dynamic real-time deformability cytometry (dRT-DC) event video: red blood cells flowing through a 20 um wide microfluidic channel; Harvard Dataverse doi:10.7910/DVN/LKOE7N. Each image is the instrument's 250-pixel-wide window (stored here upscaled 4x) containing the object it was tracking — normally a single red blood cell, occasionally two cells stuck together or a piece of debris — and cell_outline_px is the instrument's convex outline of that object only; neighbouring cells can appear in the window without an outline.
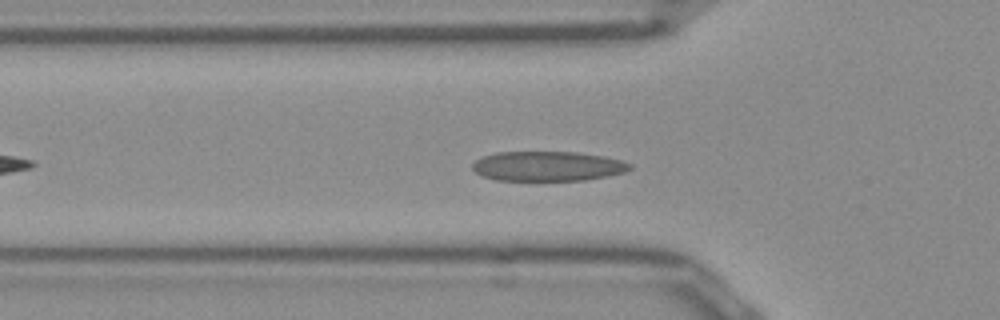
{"species": "Egyptian fruit bat (a non-hibernating species)", "species_latin": "Rousettus aegyptiacus", "temperature_condition": "room temperature", "stored_images_in_passage": 46, "camera_frame_rate_fps": 3000, "um_per_image_px": 0.085, "frame": {"image": 1, "passage_image": 10, "time_ms": 3.0, "image_size_px": [1000, 320], "cell_outline_px": [[632, 168], [624, 172], [608, 176], [584, 180], [496, 180], [480, 176], [472, 168], [472, 164], [476, 160], [484, 156], [496, 152], [576, 152], [604, 156], [620, 160], [632, 164]], "centroid_in_image_um": [46.55, 14.12], "position_along_channel_um": 79.3, "area_um2": 27.28}}
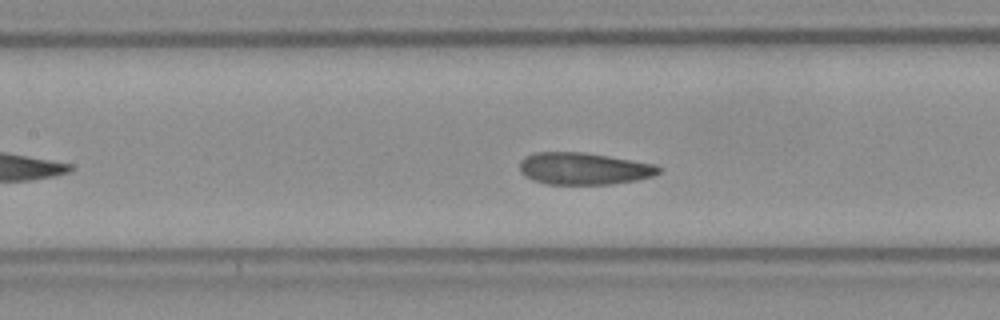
{"frame": {"image": 2, "passage_image": 16, "time_ms": 5.0, "image_size_px": [1000, 320], "cell_outline_px": [[660, 172], [652, 176], [636, 180], [608, 184], [544, 184], [532, 180], [524, 176], [520, 172], [520, 160], [524, 156], [536, 152], [584, 152], [656, 164], [660, 168]], "centroid_in_image_um": [49.57, 14.33], "position_along_channel_um": 157.8, "area_um2": 26.01}}
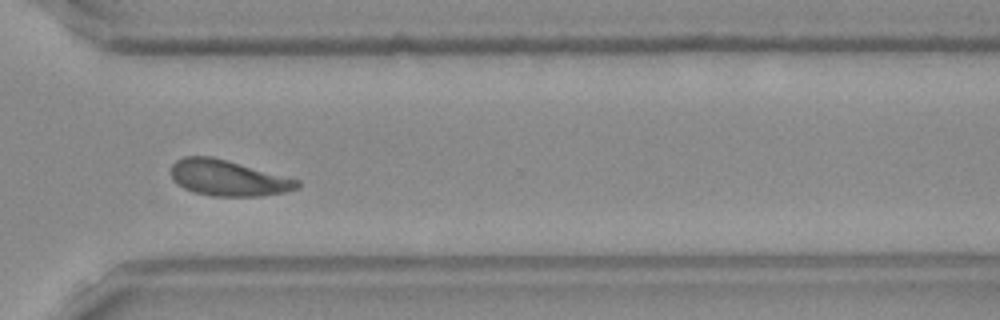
{"frame": {"image": 3, "passage_image": 31, "time_ms": 10.0, "image_size_px": [1000, 320], "cell_outline_px": [[300, 188], [284, 192], [260, 196], [212, 196], [192, 192], [184, 188], [172, 176], [172, 164], [176, 160], [184, 156], [212, 156], [300, 180]], "centroid_in_image_um": [19.41, 15.13], "position_along_channel_um": 351.2, "area_um2": 26.18}, "authors_computed_cell_mechanics": {"area_um2": 26.0967, "velocity_mm_per_s": 3.8706, "shape_relaxation_time_tau1_ms": 4.1683, "shape_relaxation_time_tau2_ms": 1.1666, "deformation_change_tau1": 0.1385, "deformation_change_tau2": 0.077}}